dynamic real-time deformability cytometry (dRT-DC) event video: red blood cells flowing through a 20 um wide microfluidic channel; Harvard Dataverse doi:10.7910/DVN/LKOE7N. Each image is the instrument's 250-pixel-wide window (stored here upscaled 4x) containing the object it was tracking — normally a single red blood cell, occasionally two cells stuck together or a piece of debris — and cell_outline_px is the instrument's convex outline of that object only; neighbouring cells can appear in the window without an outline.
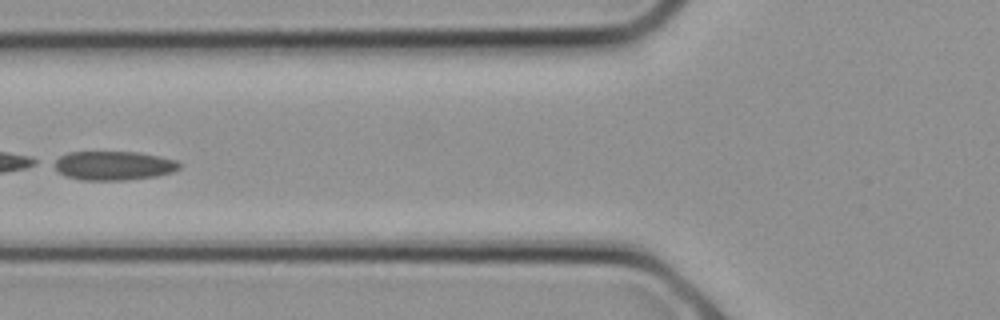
{"species": "common noctule bat (a hibernating species)", "species_latin": "Nyctalus noctula", "temperature_condition": "cold", "stored_images_in_passage": 14, "camera_frame_rate_fps": 3000, "um_per_image_px": 0.085, "animal": {"sex": "female", "body_mass_g": 21.9}, "frame": {"image": 1, "passage_image": 10, "time_ms": 3.0, "image_size_px": [1000, 320], "cell_outline_px": [[184, 164], [180, 168], [172, 172], [156, 176], [128, 180], [80, 180], [64, 176], [48, 164], [52, 160], [68, 152], [140, 152], [160, 156], [176, 160]], "centroid_in_image_um": [9.61, 14.07], "position_along_channel_um": 116.2, "area_um2": 21.73}}
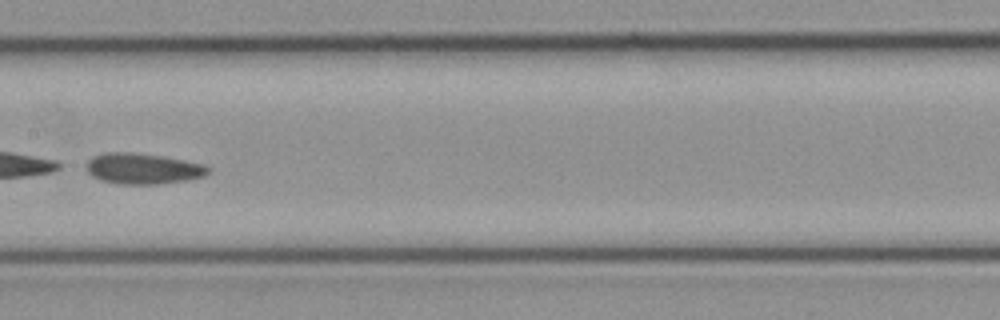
{"frame": {"image": 2, "passage_image": 13, "time_ms": 4.0, "image_size_px": [1000, 320], "cell_outline_px": [[212, 168], [204, 176], [184, 180], [156, 184], [120, 184], [100, 180], [92, 176], [88, 172], [84, 164], [92, 156], [104, 152], [132, 152], [164, 156], [204, 164]], "centroid_in_image_um": [12.11, 14.32], "position_along_channel_um": 195.3, "area_um2": 22.02}}